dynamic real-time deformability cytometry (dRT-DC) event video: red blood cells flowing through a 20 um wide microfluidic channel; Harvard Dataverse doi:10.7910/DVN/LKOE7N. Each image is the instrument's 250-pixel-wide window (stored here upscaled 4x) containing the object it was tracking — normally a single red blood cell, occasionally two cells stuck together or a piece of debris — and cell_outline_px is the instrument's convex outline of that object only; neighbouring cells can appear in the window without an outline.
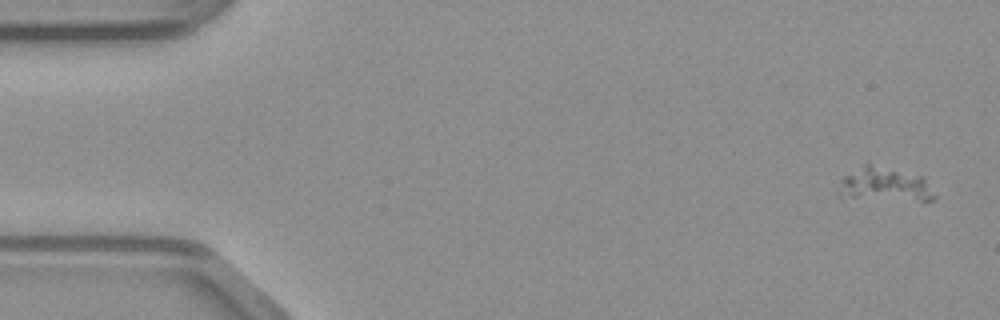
{"species": "common noctule bat (a hibernating species)", "species_latin": "Nyctalus noctula", "temperature_condition": "warm", "stored_images_in_passage": 48, "camera_frame_rate_fps": 3000, "um_per_image_px": 0.085, "animal": {"sex": "male", "body_mass_g": 23.1, "forearm_length_mm": 52.7}, "frame": {"image": 1, "passage_image": 1, "time_ms": 0.0, "image_size_px": [1000, 320], "cell_outline_px": [[936, 196], [932, 200], [840, 200], [836, 192], [840, 180], [844, 176], [868, 164], [924, 176]], "centroid_in_image_um": [75.11, 15.76], "position_along_channel_um": 9.9, "area_um2": 19.42}}
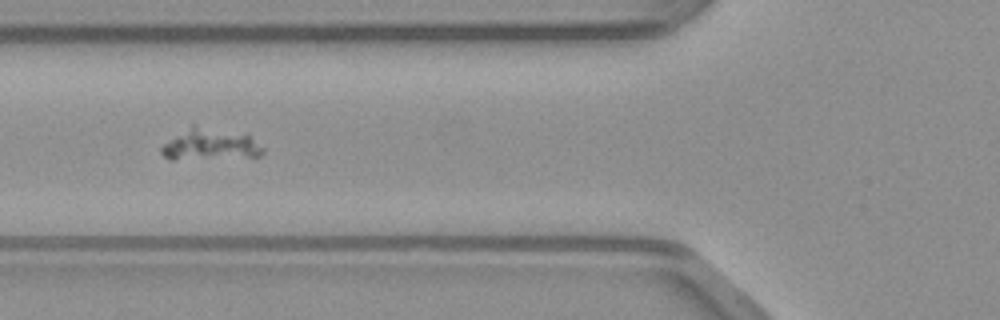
{"frame": {"image": 2, "passage_image": 17, "time_ms": 5.333, "image_size_px": [1000, 320], "cell_outline_px": [[264, 152], [260, 156], [172, 160], [168, 160], [160, 152], [160, 148], [164, 144], [192, 124], [248, 136], [264, 148]], "centroid_in_image_um": [17.8, 12.31], "position_along_channel_um": 108.0, "area_um2": 18.21}}
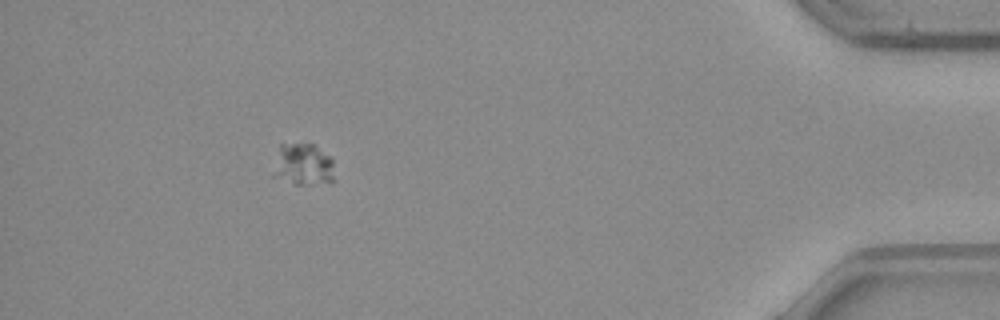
{"frame": {"image": 3, "passage_image": 43, "time_ms": 14.0, "image_size_px": [1000, 320], "cell_outline_px": [[332, 180], [300, 184], [296, 184], [272, 176], [280, 144], [312, 144], [328, 156], [332, 160]], "centroid_in_image_um": [25.71, 13.97], "position_along_channel_um": 409.5, "area_um2": 14.16}}